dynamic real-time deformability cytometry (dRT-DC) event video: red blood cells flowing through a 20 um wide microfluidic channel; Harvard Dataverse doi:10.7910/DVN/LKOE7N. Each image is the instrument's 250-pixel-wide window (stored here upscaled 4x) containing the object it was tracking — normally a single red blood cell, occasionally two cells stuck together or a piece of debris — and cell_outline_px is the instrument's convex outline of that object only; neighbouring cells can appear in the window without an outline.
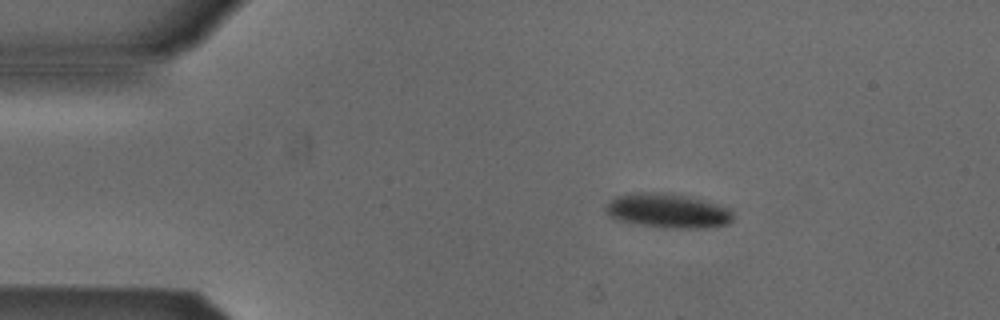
{"species": "Egyptian fruit bat (a non-hibernating species)", "species_latin": "Rousettus aegyptiacus", "temperature_condition": "cold", "stored_images_in_passage": 45, "camera_frame_rate_fps": 3000, "um_per_image_px": 0.085, "animal": {"sex": "male"}, "frame": {"image": 1, "passage_image": 1, "time_ms": 0.0, "image_size_px": [1000, 320], "cell_outline_px": [[732, 220], [728, 224], [704, 228], [664, 228], [616, 220], [608, 216], [604, 212], [604, 208], [616, 196], [640, 192], [660, 192], [692, 196], [732, 208]], "centroid_in_image_um": [56.78, 17.91], "position_along_channel_um": 28.2, "area_um2": 25.84}}
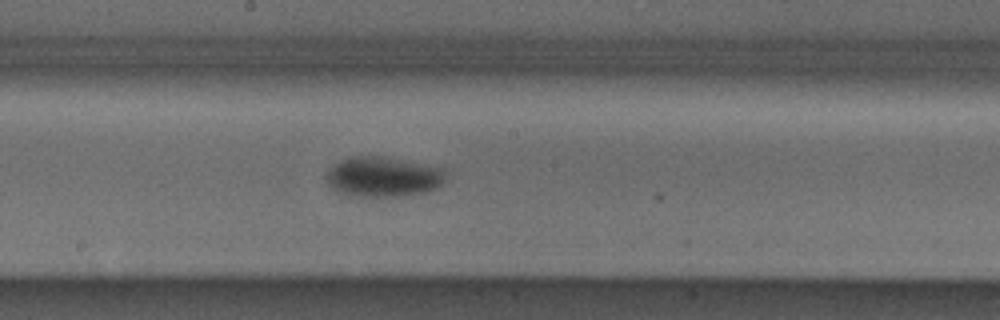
{"frame": {"image": 2, "passage_image": 20, "time_ms": 6.333, "image_size_px": [1000, 320], "cell_outline_px": [[444, 180], [436, 188], [428, 192], [404, 196], [348, 196], [332, 188], [328, 184], [324, 176], [328, 168], [340, 160], [348, 156], [384, 156], [444, 168]], "centroid_in_image_um": [32.52, 15.02], "position_along_channel_um": 215.7, "area_um2": 28.21}}
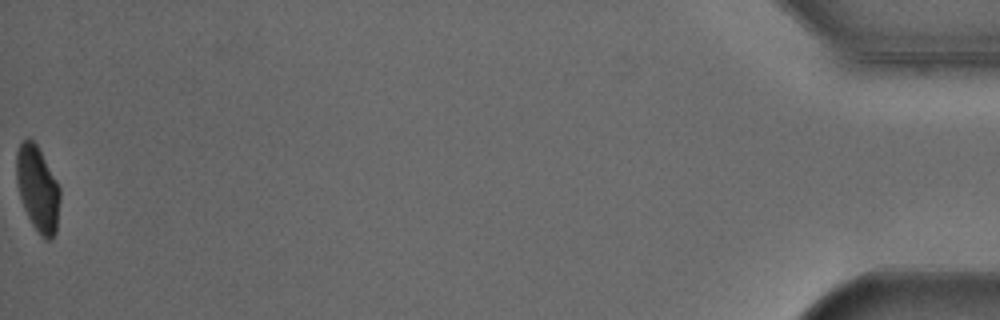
{"frame": {"image": 3, "passage_image": 45, "time_ms": 14.667, "image_size_px": [1000, 320], "cell_outline_px": [[60, 200], [56, 232], [52, 240], [44, 240], [40, 236], [32, 224], [24, 208], [20, 196], [16, 180], [16, 152], [20, 144], [28, 136], [36, 144], [56, 180], [60, 188]], "centroid_in_image_um": [3.2, 16.08], "position_along_channel_um": 432.0, "area_um2": 21.68}, "authors_computed_cell_mechanics": {"area_um2": 26.4146, "velocity_mm_per_s": 3.863, "shape_relaxation_time_tau1_ms": 2.087, "shape_relaxation_time_tau2_ms": null, "deformation_change_tau1": 0.089, "deformation_change_tau2": null}}